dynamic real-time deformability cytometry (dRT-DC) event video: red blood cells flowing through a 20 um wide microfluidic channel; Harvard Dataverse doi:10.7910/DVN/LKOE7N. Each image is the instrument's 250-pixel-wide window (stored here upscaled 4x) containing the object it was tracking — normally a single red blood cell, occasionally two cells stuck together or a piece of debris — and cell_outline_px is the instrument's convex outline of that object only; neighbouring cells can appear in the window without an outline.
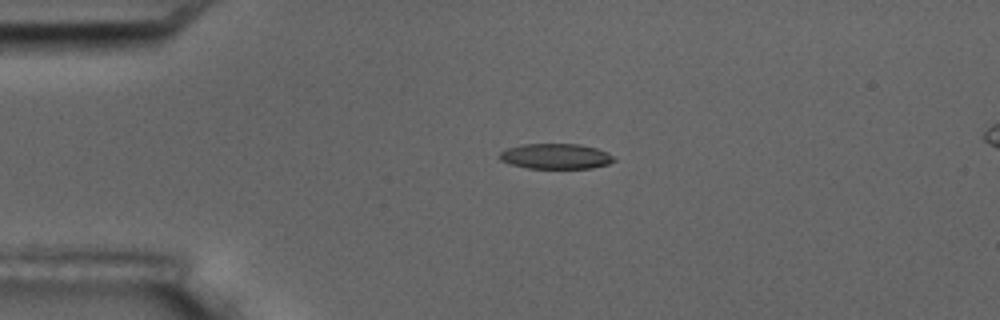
{"species": "common noctule bat (a hibernating species)", "species_latin": "Nyctalus noctula", "temperature_condition": "room temperature", "stored_images_in_passage": 4, "camera_frame_rate_fps": 3000, "um_per_image_px": 0.085, "animal": {"sex": "male", "body_mass_g": 17.5, "forearm_length_mm": 52.3}, "frame": {"image": 1, "passage_image": 3, "time_ms": 3.0, "image_size_px": [1000, 320], "cell_outline_px": [[616, 160], [608, 164], [592, 168], [528, 168], [512, 164], [500, 160], [496, 156], [504, 148], [520, 144], [580, 144], [596, 148], [608, 152]], "centroid_in_image_um": [47.2, 13.27], "position_along_channel_um": 37.8, "area_um2": 17.05}}